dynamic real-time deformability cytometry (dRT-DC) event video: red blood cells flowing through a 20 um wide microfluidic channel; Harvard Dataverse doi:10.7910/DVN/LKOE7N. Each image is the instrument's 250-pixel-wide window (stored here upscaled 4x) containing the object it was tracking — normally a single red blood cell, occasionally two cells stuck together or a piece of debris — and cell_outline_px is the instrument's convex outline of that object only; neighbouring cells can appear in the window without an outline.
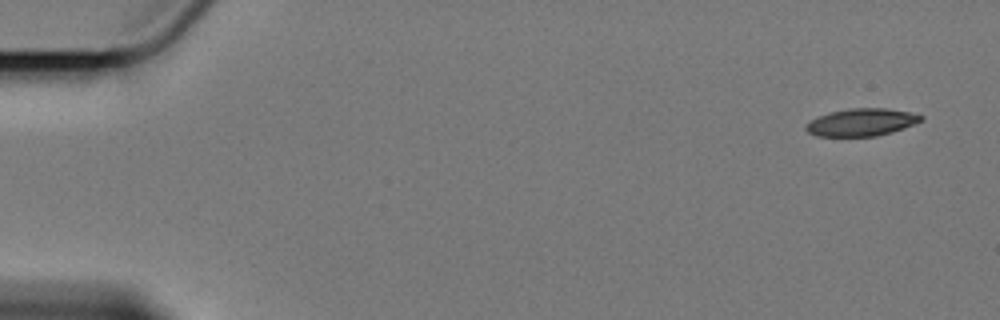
{"species": "Egyptian fruit bat (a non-hibernating species)", "species_latin": "Rousettus aegyptiacus", "temperature_condition": "cold", "stored_images_in_passage": 56, "camera_frame_rate_fps": 3000, "um_per_image_px": 0.085, "animal": {"sex": "female"}, "frame": {"image": 1, "passage_image": 1, "time_ms": 0.0, "image_size_px": [1000, 320], "cell_outline_px": [[924, 120], [904, 128], [892, 132], [876, 136], [816, 136], [808, 132], [804, 128], [804, 124], [808, 120], [828, 112], [848, 108], [888, 108], [912, 112], [924, 116]], "centroid_in_image_um": [73.21, 10.38], "position_along_channel_um": 11.8, "area_um2": 18.79}}
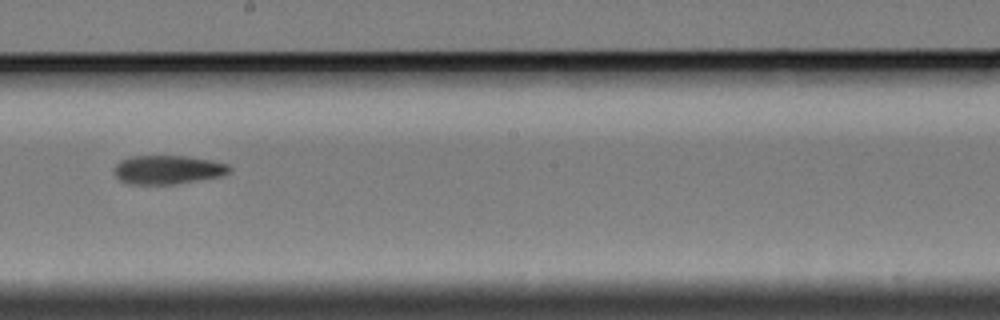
{"frame": {"image": 2, "passage_image": 32, "time_ms": 10.333, "image_size_px": [1000, 320], "cell_outline_px": [[232, 172], [224, 176], [176, 184], [128, 184], [120, 180], [112, 172], [112, 168], [120, 160], [132, 156], [188, 156], [212, 160], [228, 164], [232, 168]], "centroid_in_image_um": [14.29, 14.43], "position_along_channel_um": 233.9, "area_um2": 19.77}}
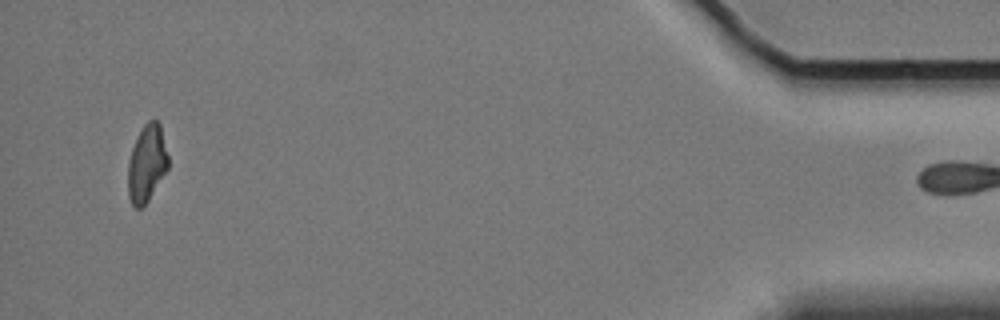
{"frame": {"image": 3, "passage_image": 55, "time_ms": 18.0, "image_size_px": [1000, 320], "cell_outline_px": [[168, 168], [148, 200], [140, 208], [136, 208], [132, 204], [128, 196], [128, 160], [132, 148], [144, 124], [148, 120], [156, 120], [160, 124], [168, 156]], "centroid_in_image_um": [12.47, 13.89], "position_along_channel_um": 422.7, "area_um2": 17.8}}